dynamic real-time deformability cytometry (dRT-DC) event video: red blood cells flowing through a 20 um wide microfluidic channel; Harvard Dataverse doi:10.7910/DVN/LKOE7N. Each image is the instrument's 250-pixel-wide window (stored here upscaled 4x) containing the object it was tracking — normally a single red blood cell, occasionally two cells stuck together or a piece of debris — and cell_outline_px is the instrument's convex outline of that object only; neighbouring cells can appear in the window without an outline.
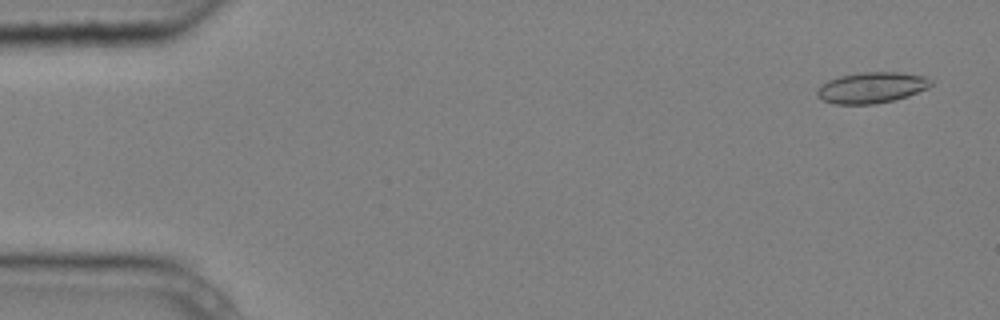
{"species": "common noctule bat (a hibernating species)", "species_latin": "Nyctalus noctula", "temperature_condition": "cold", "stored_images_in_passage": 9, "camera_frame_rate_fps": 3000, "um_per_image_px": 0.085, "animal": {"sex": "male", "body_mass_g": 20.4}, "frame": {"image": 1, "passage_image": 1, "time_ms": 0.0, "image_size_px": [1000, 320], "cell_outline_px": [[932, 84], [928, 88], [908, 96], [876, 104], [836, 104], [824, 100], [816, 96], [816, 88], [820, 84], [828, 80], [840, 76], [860, 72], [900, 72], [928, 76], [932, 80]], "centroid_in_image_um": [74.09, 7.44], "position_along_channel_um": 10.9, "area_um2": 20.75}}
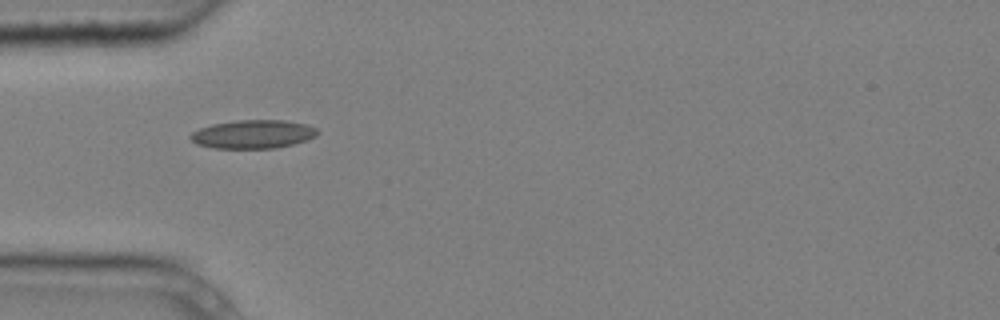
{"frame": {"image": 2, "passage_image": 4, "time_ms": 1.0, "image_size_px": [1000, 320], "cell_outline_px": [[320, 132], [316, 136], [308, 140], [276, 148], [212, 148], [196, 144], [188, 136], [192, 132], [200, 128], [212, 124], [236, 120], [284, 120], [308, 124], [316, 128]], "centroid_in_image_um": [21.52, 11.4], "position_along_channel_um": 63.5, "area_um2": 21.27}}
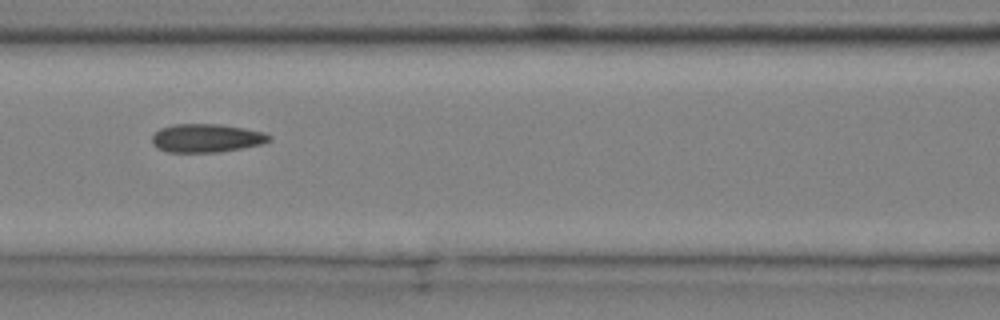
{"frame": {"image": 3, "passage_image": 6, "time_ms": 1.667, "image_size_px": [1000, 320], "cell_outline_px": [[272, 140], [260, 144], [220, 152], [168, 152], [152, 144], [152, 136], [160, 128], [172, 124], [220, 124], [244, 128], [264, 132], [272, 136]], "centroid_in_image_um": [17.56, 11.73], "position_along_channel_um": 149.0, "area_um2": 19.36}}